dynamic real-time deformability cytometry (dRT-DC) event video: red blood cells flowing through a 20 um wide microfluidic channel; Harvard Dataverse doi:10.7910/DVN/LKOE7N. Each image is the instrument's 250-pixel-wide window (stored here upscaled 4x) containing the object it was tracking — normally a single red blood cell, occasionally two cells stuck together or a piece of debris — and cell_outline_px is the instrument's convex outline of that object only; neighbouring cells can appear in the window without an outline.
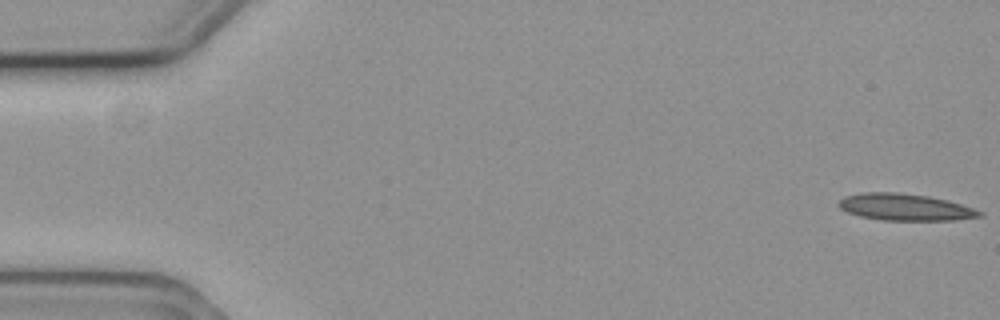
{"species": "common noctule bat (a hibernating species)", "species_latin": "Nyctalus noctula", "temperature_condition": "cold", "stored_images_in_passage": 6, "camera_frame_rate_fps": 3000, "um_per_image_px": 0.085, "animal": {"sex": "female", "body_mass_g": 19.3, "forearm_length_mm": 54.1}, "frame": {"image": 1, "passage_image": 1, "time_ms": 0.0, "image_size_px": [1000, 320], "cell_outline_px": [[984, 216], [956, 220], [880, 220], [860, 216], [848, 212], [840, 208], [836, 204], [844, 196], [864, 192], [896, 192], [928, 196], [948, 200], [984, 212]], "centroid_in_image_um": [76.93, 17.61], "position_along_channel_um": 8.1, "area_um2": 22.02}}
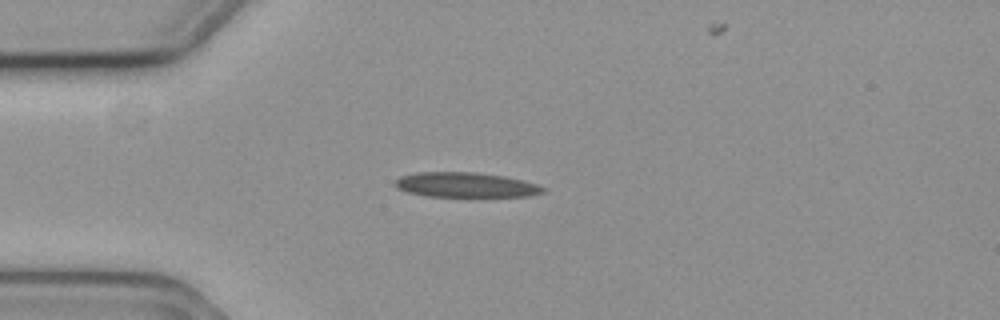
{"frame": {"image": 2, "passage_image": 5, "time_ms": 1.333, "image_size_px": [1000, 320], "cell_outline_px": [[544, 192], [532, 196], [424, 196], [408, 192], [396, 188], [392, 184], [400, 176], [416, 172], [476, 172], [504, 176], [524, 180], [536, 184], [544, 188]], "centroid_in_image_um": [39.54, 15.71], "position_along_channel_um": 45.5, "area_um2": 21.5}}